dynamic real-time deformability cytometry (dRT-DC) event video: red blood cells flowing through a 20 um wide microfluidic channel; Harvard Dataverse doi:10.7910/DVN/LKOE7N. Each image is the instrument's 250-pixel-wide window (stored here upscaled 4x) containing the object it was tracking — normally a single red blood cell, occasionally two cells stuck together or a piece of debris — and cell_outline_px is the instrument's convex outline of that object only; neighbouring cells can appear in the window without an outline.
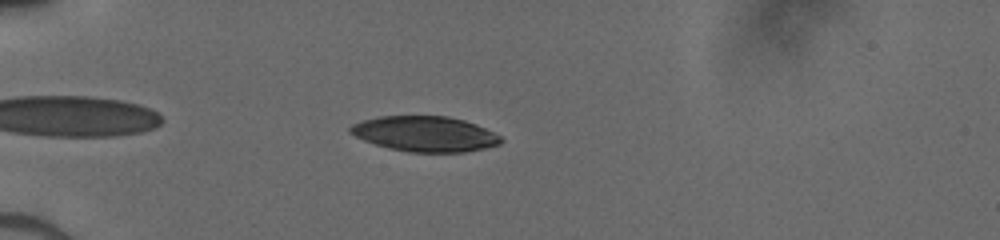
{"species": "human", "species_latin": "Homo sapiens", "temperature_condition": "cold", "stored_images_in_passage": 40, "camera_frame_rate_fps": 3000, "um_per_image_px": 0.085, "donor": {"sex": "male"}, "frame": {"image": 1, "passage_image": 5, "time_ms": 1.333, "image_size_px": [1000, 240], "cell_outline_px": [[504, 140], [500, 144], [484, 148], [464, 152], [408, 152], [388, 148], [364, 140], [348, 132], [348, 128], [352, 124], [364, 120], [380, 116], [448, 116], [464, 120], [476, 124], [500, 136]], "centroid_in_image_um": [36.12, 11.38], "position_along_channel_um": 48.9, "area_um2": 30.92}}
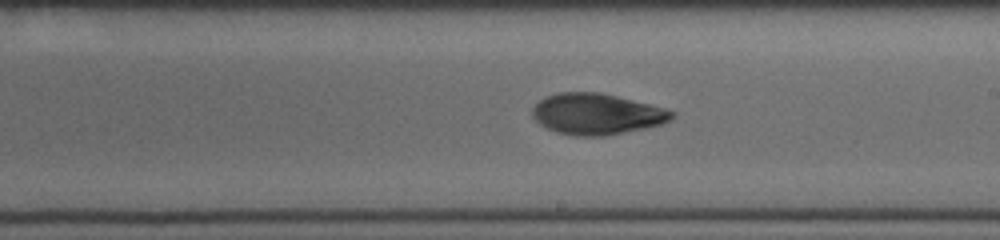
{"frame": {"image": 2, "passage_image": 21, "time_ms": 6.667, "image_size_px": [1000, 240], "cell_outline_px": [[676, 112], [668, 120], [660, 124], [644, 128], [604, 136], [576, 136], [556, 132], [540, 124], [532, 116], [532, 108], [544, 96], [560, 92], [600, 92], [664, 108]], "centroid_in_image_um": [50.67, 9.68], "position_along_channel_um": 238.3, "area_um2": 33.0}}
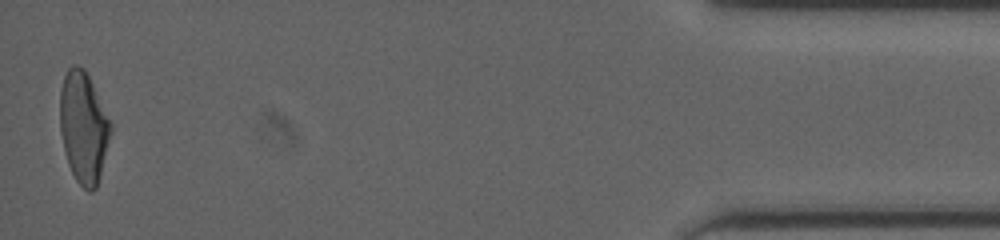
{"frame": {"image": 3, "passage_image": 40, "time_ms": 13.0, "image_size_px": [1000, 240], "cell_outline_px": [[112, 132], [96, 188], [92, 192], [88, 192], [76, 180], [68, 164], [60, 132], [60, 88], [64, 76], [68, 68], [72, 64], [76, 64], [84, 68], [112, 124]], "centroid_in_image_um": [7.09, 10.81], "position_along_channel_um": 428.1, "area_um2": 32.71}}